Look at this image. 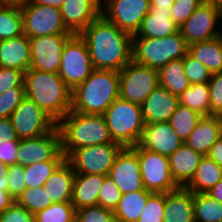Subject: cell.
<instances>
[{
  "label": "cell",
  "instance_id": "47",
  "mask_svg": "<svg viewBox=\"0 0 222 222\" xmlns=\"http://www.w3.org/2000/svg\"><path fill=\"white\" fill-rule=\"evenodd\" d=\"M24 71L0 67V96L9 89L24 86Z\"/></svg>",
  "mask_w": 222,
  "mask_h": 222
},
{
  "label": "cell",
  "instance_id": "43",
  "mask_svg": "<svg viewBox=\"0 0 222 222\" xmlns=\"http://www.w3.org/2000/svg\"><path fill=\"white\" fill-rule=\"evenodd\" d=\"M184 68L190 84L209 82L211 77L209 70L188 53L184 57Z\"/></svg>",
  "mask_w": 222,
  "mask_h": 222
},
{
  "label": "cell",
  "instance_id": "26",
  "mask_svg": "<svg viewBox=\"0 0 222 222\" xmlns=\"http://www.w3.org/2000/svg\"><path fill=\"white\" fill-rule=\"evenodd\" d=\"M74 178L75 172L65 159L43 186L53 203L72 202Z\"/></svg>",
  "mask_w": 222,
  "mask_h": 222
},
{
  "label": "cell",
  "instance_id": "6",
  "mask_svg": "<svg viewBox=\"0 0 222 222\" xmlns=\"http://www.w3.org/2000/svg\"><path fill=\"white\" fill-rule=\"evenodd\" d=\"M187 52L188 45L180 31L163 38H132V60L156 70L185 57Z\"/></svg>",
  "mask_w": 222,
  "mask_h": 222
},
{
  "label": "cell",
  "instance_id": "21",
  "mask_svg": "<svg viewBox=\"0 0 222 222\" xmlns=\"http://www.w3.org/2000/svg\"><path fill=\"white\" fill-rule=\"evenodd\" d=\"M163 222H195L194 192L179 186L165 193Z\"/></svg>",
  "mask_w": 222,
  "mask_h": 222
},
{
  "label": "cell",
  "instance_id": "18",
  "mask_svg": "<svg viewBox=\"0 0 222 222\" xmlns=\"http://www.w3.org/2000/svg\"><path fill=\"white\" fill-rule=\"evenodd\" d=\"M102 0H65L60 12L67 29L80 34L101 15Z\"/></svg>",
  "mask_w": 222,
  "mask_h": 222
},
{
  "label": "cell",
  "instance_id": "32",
  "mask_svg": "<svg viewBox=\"0 0 222 222\" xmlns=\"http://www.w3.org/2000/svg\"><path fill=\"white\" fill-rule=\"evenodd\" d=\"M179 104L198 112L202 116H210V91L208 83L191 84L180 96Z\"/></svg>",
  "mask_w": 222,
  "mask_h": 222
},
{
  "label": "cell",
  "instance_id": "57",
  "mask_svg": "<svg viewBox=\"0 0 222 222\" xmlns=\"http://www.w3.org/2000/svg\"><path fill=\"white\" fill-rule=\"evenodd\" d=\"M65 0H31V3L60 9Z\"/></svg>",
  "mask_w": 222,
  "mask_h": 222
},
{
  "label": "cell",
  "instance_id": "7",
  "mask_svg": "<svg viewBox=\"0 0 222 222\" xmlns=\"http://www.w3.org/2000/svg\"><path fill=\"white\" fill-rule=\"evenodd\" d=\"M93 70L85 40L79 34L72 35L63 47L58 75L73 90L83 83Z\"/></svg>",
  "mask_w": 222,
  "mask_h": 222
},
{
  "label": "cell",
  "instance_id": "46",
  "mask_svg": "<svg viewBox=\"0 0 222 222\" xmlns=\"http://www.w3.org/2000/svg\"><path fill=\"white\" fill-rule=\"evenodd\" d=\"M208 84L210 91V116L219 115L222 112V71L211 74Z\"/></svg>",
  "mask_w": 222,
  "mask_h": 222
},
{
  "label": "cell",
  "instance_id": "35",
  "mask_svg": "<svg viewBox=\"0 0 222 222\" xmlns=\"http://www.w3.org/2000/svg\"><path fill=\"white\" fill-rule=\"evenodd\" d=\"M23 34L20 8L0 5V40L16 38Z\"/></svg>",
  "mask_w": 222,
  "mask_h": 222
},
{
  "label": "cell",
  "instance_id": "12",
  "mask_svg": "<svg viewBox=\"0 0 222 222\" xmlns=\"http://www.w3.org/2000/svg\"><path fill=\"white\" fill-rule=\"evenodd\" d=\"M61 149V135L57 125L48 133L28 139H20L17 164L26 166L44 161H64Z\"/></svg>",
  "mask_w": 222,
  "mask_h": 222
},
{
  "label": "cell",
  "instance_id": "51",
  "mask_svg": "<svg viewBox=\"0 0 222 222\" xmlns=\"http://www.w3.org/2000/svg\"><path fill=\"white\" fill-rule=\"evenodd\" d=\"M207 156L222 167V136L215 142Z\"/></svg>",
  "mask_w": 222,
  "mask_h": 222
},
{
  "label": "cell",
  "instance_id": "49",
  "mask_svg": "<svg viewBox=\"0 0 222 222\" xmlns=\"http://www.w3.org/2000/svg\"><path fill=\"white\" fill-rule=\"evenodd\" d=\"M20 139L16 140H0V161L7 166L17 164V153L19 149Z\"/></svg>",
  "mask_w": 222,
  "mask_h": 222
},
{
  "label": "cell",
  "instance_id": "31",
  "mask_svg": "<svg viewBox=\"0 0 222 222\" xmlns=\"http://www.w3.org/2000/svg\"><path fill=\"white\" fill-rule=\"evenodd\" d=\"M158 73L159 85L178 97L191 85L185 74L184 57L168 62Z\"/></svg>",
  "mask_w": 222,
  "mask_h": 222
},
{
  "label": "cell",
  "instance_id": "17",
  "mask_svg": "<svg viewBox=\"0 0 222 222\" xmlns=\"http://www.w3.org/2000/svg\"><path fill=\"white\" fill-rule=\"evenodd\" d=\"M107 176L122 194L144 189L138 156L131 147L121 149Z\"/></svg>",
  "mask_w": 222,
  "mask_h": 222
},
{
  "label": "cell",
  "instance_id": "38",
  "mask_svg": "<svg viewBox=\"0 0 222 222\" xmlns=\"http://www.w3.org/2000/svg\"><path fill=\"white\" fill-rule=\"evenodd\" d=\"M16 202L33 214L50 206L53 202L44 187L26 188Z\"/></svg>",
  "mask_w": 222,
  "mask_h": 222
},
{
  "label": "cell",
  "instance_id": "14",
  "mask_svg": "<svg viewBox=\"0 0 222 222\" xmlns=\"http://www.w3.org/2000/svg\"><path fill=\"white\" fill-rule=\"evenodd\" d=\"M9 118L18 139L40 137L57 125L37 104L26 97Z\"/></svg>",
  "mask_w": 222,
  "mask_h": 222
},
{
  "label": "cell",
  "instance_id": "4",
  "mask_svg": "<svg viewBox=\"0 0 222 222\" xmlns=\"http://www.w3.org/2000/svg\"><path fill=\"white\" fill-rule=\"evenodd\" d=\"M61 135V149L67 158L75 149L115 143L103 115L70 111L57 123Z\"/></svg>",
  "mask_w": 222,
  "mask_h": 222
},
{
  "label": "cell",
  "instance_id": "60",
  "mask_svg": "<svg viewBox=\"0 0 222 222\" xmlns=\"http://www.w3.org/2000/svg\"><path fill=\"white\" fill-rule=\"evenodd\" d=\"M219 119L221 120L222 122V112L218 115Z\"/></svg>",
  "mask_w": 222,
  "mask_h": 222
},
{
  "label": "cell",
  "instance_id": "28",
  "mask_svg": "<svg viewBox=\"0 0 222 222\" xmlns=\"http://www.w3.org/2000/svg\"><path fill=\"white\" fill-rule=\"evenodd\" d=\"M191 57L202 63L211 74L222 71V38L196 42L188 46Z\"/></svg>",
  "mask_w": 222,
  "mask_h": 222
},
{
  "label": "cell",
  "instance_id": "30",
  "mask_svg": "<svg viewBox=\"0 0 222 222\" xmlns=\"http://www.w3.org/2000/svg\"><path fill=\"white\" fill-rule=\"evenodd\" d=\"M151 194L152 192L145 188L122 194L117 208L113 211L115 219L118 222H138Z\"/></svg>",
  "mask_w": 222,
  "mask_h": 222
},
{
  "label": "cell",
  "instance_id": "16",
  "mask_svg": "<svg viewBox=\"0 0 222 222\" xmlns=\"http://www.w3.org/2000/svg\"><path fill=\"white\" fill-rule=\"evenodd\" d=\"M217 24H219L218 7L212 2L205 0L181 25L179 31L189 46L196 42L218 37L219 28Z\"/></svg>",
  "mask_w": 222,
  "mask_h": 222
},
{
  "label": "cell",
  "instance_id": "11",
  "mask_svg": "<svg viewBox=\"0 0 222 222\" xmlns=\"http://www.w3.org/2000/svg\"><path fill=\"white\" fill-rule=\"evenodd\" d=\"M20 12L23 18V33L28 38L72 34L64 24L60 9L29 2Z\"/></svg>",
  "mask_w": 222,
  "mask_h": 222
},
{
  "label": "cell",
  "instance_id": "59",
  "mask_svg": "<svg viewBox=\"0 0 222 222\" xmlns=\"http://www.w3.org/2000/svg\"><path fill=\"white\" fill-rule=\"evenodd\" d=\"M210 2H212L213 4H215L217 7L222 5V0H208Z\"/></svg>",
  "mask_w": 222,
  "mask_h": 222
},
{
  "label": "cell",
  "instance_id": "23",
  "mask_svg": "<svg viewBox=\"0 0 222 222\" xmlns=\"http://www.w3.org/2000/svg\"><path fill=\"white\" fill-rule=\"evenodd\" d=\"M202 157L185 143L168 157L172 178L178 186L185 187L192 180Z\"/></svg>",
  "mask_w": 222,
  "mask_h": 222
},
{
  "label": "cell",
  "instance_id": "1",
  "mask_svg": "<svg viewBox=\"0 0 222 222\" xmlns=\"http://www.w3.org/2000/svg\"><path fill=\"white\" fill-rule=\"evenodd\" d=\"M87 45L94 69L119 72L132 60V35L102 14L79 34Z\"/></svg>",
  "mask_w": 222,
  "mask_h": 222
},
{
  "label": "cell",
  "instance_id": "19",
  "mask_svg": "<svg viewBox=\"0 0 222 222\" xmlns=\"http://www.w3.org/2000/svg\"><path fill=\"white\" fill-rule=\"evenodd\" d=\"M184 142L174 132L169 122L146 125L138 145L141 148L170 156Z\"/></svg>",
  "mask_w": 222,
  "mask_h": 222
},
{
  "label": "cell",
  "instance_id": "53",
  "mask_svg": "<svg viewBox=\"0 0 222 222\" xmlns=\"http://www.w3.org/2000/svg\"><path fill=\"white\" fill-rule=\"evenodd\" d=\"M9 166L0 161V187L7 191Z\"/></svg>",
  "mask_w": 222,
  "mask_h": 222
},
{
  "label": "cell",
  "instance_id": "13",
  "mask_svg": "<svg viewBox=\"0 0 222 222\" xmlns=\"http://www.w3.org/2000/svg\"><path fill=\"white\" fill-rule=\"evenodd\" d=\"M149 10L150 0H102L101 14L120 30L133 36Z\"/></svg>",
  "mask_w": 222,
  "mask_h": 222
},
{
  "label": "cell",
  "instance_id": "20",
  "mask_svg": "<svg viewBox=\"0 0 222 222\" xmlns=\"http://www.w3.org/2000/svg\"><path fill=\"white\" fill-rule=\"evenodd\" d=\"M179 105V97L158 85L141 104L146 125L167 122Z\"/></svg>",
  "mask_w": 222,
  "mask_h": 222
},
{
  "label": "cell",
  "instance_id": "22",
  "mask_svg": "<svg viewBox=\"0 0 222 222\" xmlns=\"http://www.w3.org/2000/svg\"><path fill=\"white\" fill-rule=\"evenodd\" d=\"M221 136L222 122L218 115L203 116L184 143L205 156Z\"/></svg>",
  "mask_w": 222,
  "mask_h": 222
},
{
  "label": "cell",
  "instance_id": "24",
  "mask_svg": "<svg viewBox=\"0 0 222 222\" xmlns=\"http://www.w3.org/2000/svg\"><path fill=\"white\" fill-rule=\"evenodd\" d=\"M171 10L154 9L150 5L149 13L132 38H163L179 32V26L171 18Z\"/></svg>",
  "mask_w": 222,
  "mask_h": 222
},
{
  "label": "cell",
  "instance_id": "8",
  "mask_svg": "<svg viewBox=\"0 0 222 222\" xmlns=\"http://www.w3.org/2000/svg\"><path fill=\"white\" fill-rule=\"evenodd\" d=\"M137 154L143 186L152 193H167L179 186L170 172L168 156L153 152L139 145L131 147Z\"/></svg>",
  "mask_w": 222,
  "mask_h": 222
},
{
  "label": "cell",
  "instance_id": "56",
  "mask_svg": "<svg viewBox=\"0 0 222 222\" xmlns=\"http://www.w3.org/2000/svg\"><path fill=\"white\" fill-rule=\"evenodd\" d=\"M31 0H0L1 6H10L16 8H23L25 7Z\"/></svg>",
  "mask_w": 222,
  "mask_h": 222
},
{
  "label": "cell",
  "instance_id": "3",
  "mask_svg": "<svg viewBox=\"0 0 222 222\" xmlns=\"http://www.w3.org/2000/svg\"><path fill=\"white\" fill-rule=\"evenodd\" d=\"M119 91V72L94 69L83 83L72 90L70 111L102 115L119 97Z\"/></svg>",
  "mask_w": 222,
  "mask_h": 222
},
{
  "label": "cell",
  "instance_id": "36",
  "mask_svg": "<svg viewBox=\"0 0 222 222\" xmlns=\"http://www.w3.org/2000/svg\"><path fill=\"white\" fill-rule=\"evenodd\" d=\"M35 222H75L76 209L72 202H55L34 214Z\"/></svg>",
  "mask_w": 222,
  "mask_h": 222
},
{
  "label": "cell",
  "instance_id": "9",
  "mask_svg": "<svg viewBox=\"0 0 222 222\" xmlns=\"http://www.w3.org/2000/svg\"><path fill=\"white\" fill-rule=\"evenodd\" d=\"M119 97L141 105L159 85L158 70L131 60L120 71Z\"/></svg>",
  "mask_w": 222,
  "mask_h": 222
},
{
  "label": "cell",
  "instance_id": "15",
  "mask_svg": "<svg viewBox=\"0 0 222 222\" xmlns=\"http://www.w3.org/2000/svg\"><path fill=\"white\" fill-rule=\"evenodd\" d=\"M73 34H55L29 38L31 69L58 73L63 47Z\"/></svg>",
  "mask_w": 222,
  "mask_h": 222
},
{
  "label": "cell",
  "instance_id": "33",
  "mask_svg": "<svg viewBox=\"0 0 222 222\" xmlns=\"http://www.w3.org/2000/svg\"><path fill=\"white\" fill-rule=\"evenodd\" d=\"M195 222H220L222 203L207 193H194Z\"/></svg>",
  "mask_w": 222,
  "mask_h": 222
},
{
  "label": "cell",
  "instance_id": "29",
  "mask_svg": "<svg viewBox=\"0 0 222 222\" xmlns=\"http://www.w3.org/2000/svg\"><path fill=\"white\" fill-rule=\"evenodd\" d=\"M222 179V167L207 155L203 156L192 180L185 186L194 193H207Z\"/></svg>",
  "mask_w": 222,
  "mask_h": 222
},
{
  "label": "cell",
  "instance_id": "44",
  "mask_svg": "<svg viewBox=\"0 0 222 222\" xmlns=\"http://www.w3.org/2000/svg\"><path fill=\"white\" fill-rule=\"evenodd\" d=\"M205 0H175L171 6V18L181 27V25L193 14V12Z\"/></svg>",
  "mask_w": 222,
  "mask_h": 222
},
{
  "label": "cell",
  "instance_id": "58",
  "mask_svg": "<svg viewBox=\"0 0 222 222\" xmlns=\"http://www.w3.org/2000/svg\"><path fill=\"white\" fill-rule=\"evenodd\" d=\"M222 5L218 6V26L222 25ZM222 28V26H221ZM218 36L222 38V30H218Z\"/></svg>",
  "mask_w": 222,
  "mask_h": 222
},
{
  "label": "cell",
  "instance_id": "37",
  "mask_svg": "<svg viewBox=\"0 0 222 222\" xmlns=\"http://www.w3.org/2000/svg\"><path fill=\"white\" fill-rule=\"evenodd\" d=\"M63 161H44L24 166L26 188L44 186L52 173Z\"/></svg>",
  "mask_w": 222,
  "mask_h": 222
},
{
  "label": "cell",
  "instance_id": "48",
  "mask_svg": "<svg viewBox=\"0 0 222 222\" xmlns=\"http://www.w3.org/2000/svg\"><path fill=\"white\" fill-rule=\"evenodd\" d=\"M0 222H35L34 214L16 201L0 214Z\"/></svg>",
  "mask_w": 222,
  "mask_h": 222
},
{
  "label": "cell",
  "instance_id": "55",
  "mask_svg": "<svg viewBox=\"0 0 222 222\" xmlns=\"http://www.w3.org/2000/svg\"><path fill=\"white\" fill-rule=\"evenodd\" d=\"M207 194L222 203V179L218 181Z\"/></svg>",
  "mask_w": 222,
  "mask_h": 222
},
{
  "label": "cell",
  "instance_id": "50",
  "mask_svg": "<svg viewBox=\"0 0 222 222\" xmlns=\"http://www.w3.org/2000/svg\"><path fill=\"white\" fill-rule=\"evenodd\" d=\"M18 137L15 132L10 118H1L0 119V140H16Z\"/></svg>",
  "mask_w": 222,
  "mask_h": 222
},
{
  "label": "cell",
  "instance_id": "40",
  "mask_svg": "<svg viewBox=\"0 0 222 222\" xmlns=\"http://www.w3.org/2000/svg\"><path fill=\"white\" fill-rule=\"evenodd\" d=\"M121 197L122 192L117 188L113 180L109 176H106L98 194L97 205L114 211L117 208Z\"/></svg>",
  "mask_w": 222,
  "mask_h": 222
},
{
  "label": "cell",
  "instance_id": "42",
  "mask_svg": "<svg viewBox=\"0 0 222 222\" xmlns=\"http://www.w3.org/2000/svg\"><path fill=\"white\" fill-rule=\"evenodd\" d=\"M25 97L24 86H17L3 93L0 96V119L9 118Z\"/></svg>",
  "mask_w": 222,
  "mask_h": 222
},
{
  "label": "cell",
  "instance_id": "25",
  "mask_svg": "<svg viewBox=\"0 0 222 222\" xmlns=\"http://www.w3.org/2000/svg\"><path fill=\"white\" fill-rule=\"evenodd\" d=\"M31 65L30 40L24 34L2 40L0 48V67L16 68L26 72Z\"/></svg>",
  "mask_w": 222,
  "mask_h": 222
},
{
  "label": "cell",
  "instance_id": "45",
  "mask_svg": "<svg viewBox=\"0 0 222 222\" xmlns=\"http://www.w3.org/2000/svg\"><path fill=\"white\" fill-rule=\"evenodd\" d=\"M26 189L24 166L10 165L8 170V193L16 200Z\"/></svg>",
  "mask_w": 222,
  "mask_h": 222
},
{
  "label": "cell",
  "instance_id": "2",
  "mask_svg": "<svg viewBox=\"0 0 222 222\" xmlns=\"http://www.w3.org/2000/svg\"><path fill=\"white\" fill-rule=\"evenodd\" d=\"M26 98L37 104L56 123L71 110L72 90L58 73L29 68L24 73Z\"/></svg>",
  "mask_w": 222,
  "mask_h": 222
},
{
  "label": "cell",
  "instance_id": "27",
  "mask_svg": "<svg viewBox=\"0 0 222 222\" xmlns=\"http://www.w3.org/2000/svg\"><path fill=\"white\" fill-rule=\"evenodd\" d=\"M105 175L75 174L72 204L76 210L96 206Z\"/></svg>",
  "mask_w": 222,
  "mask_h": 222
},
{
  "label": "cell",
  "instance_id": "52",
  "mask_svg": "<svg viewBox=\"0 0 222 222\" xmlns=\"http://www.w3.org/2000/svg\"><path fill=\"white\" fill-rule=\"evenodd\" d=\"M16 200L8 193L3 191V187H0V214L9 208Z\"/></svg>",
  "mask_w": 222,
  "mask_h": 222
},
{
  "label": "cell",
  "instance_id": "5",
  "mask_svg": "<svg viewBox=\"0 0 222 222\" xmlns=\"http://www.w3.org/2000/svg\"><path fill=\"white\" fill-rule=\"evenodd\" d=\"M102 115L115 143L123 148L138 145L146 126L141 105L118 97Z\"/></svg>",
  "mask_w": 222,
  "mask_h": 222
},
{
  "label": "cell",
  "instance_id": "34",
  "mask_svg": "<svg viewBox=\"0 0 222 222\" xmlns=\"http://www.w3.org/2000/svg\"><path fill=\"white\" fill-rule=\"evenodd\" d=\"M202 117L198 112L179 104L168 122L179 138L185 142Z\"/></svg>",
  "mask_w": 222,
  "mask_h": 222
},
{
  "label": "cell",
  "instance_id": "39",
  "mask_svg": "<svg viewBox=\"0 0 222 222\" xmlns=\"http://www.w3.org/2000/svg\"><path fill=\"white\" fill-rule=\"evenodd\" d=\"M165 193H152L145 204L138 222H163Z\"/></svg>",
  "mask_w": 222,
  "mask_h": 222
},
{
  "label": "cell",
  "instance_id": "54",
  "mask_svg": "<svg viewBox=\"0 0 222 222\" xmlns=\"http://www.w3.org/2000/svg\"><path fill=\"white\" fill-rule=\"evenodd\" d=\"M175 0H150V5L154 9L171 10Z\"/></svg>",
  "mask_w": 222,
  "mask_h": 222
},
{
  "label": "cell",
  "instance_id": "41",
  "mask_svg": "<svg viewBox=\"0 0 222 222\" xmlns=\"http://www.w3.org/2000/svg\"><path fill=\"white\" fill-rule=\"evenodd\" d=\"M75 222H118L114 212L102 206H90L76 210Z\"/></svg>",
  "mask_w": 222,
  "mask_h": 222
},
{
  "label": "cell",
  "instance_id": "10",
  "mask_svg": "<svg viewBox=\"0 0 222 222\" xmlns=\"http://www.w3.org/2000/svg\"><path fill=\"white\" fill-rule=\"evenodd\" d=\"M123 147L117 143H107L75 149L66 160L75 174L107 176L114 160Z\"/></svg>",
  "mask_w": 222,
  "mask_h": 222
}]
</instances>
